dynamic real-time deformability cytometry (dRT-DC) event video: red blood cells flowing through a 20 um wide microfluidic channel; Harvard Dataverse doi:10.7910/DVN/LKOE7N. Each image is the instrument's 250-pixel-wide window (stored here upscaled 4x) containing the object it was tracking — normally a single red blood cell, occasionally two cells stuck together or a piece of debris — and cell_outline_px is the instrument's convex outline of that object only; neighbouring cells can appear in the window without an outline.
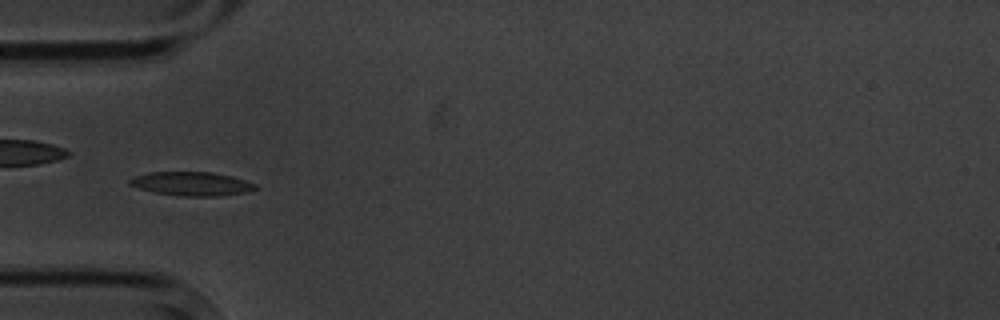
{"species": "common noctule bat (a hibernating species)", "species_latin": "Nyctalus noctula", "temperature_condition": "cold", "stored_images_in_passage": 10, "camera_frame_rate_fps": 3000, "um_per_image_px": 0.085, "animal": {"sex": "male", "body_mass_g": 20.1, "forearm_length_mm": 53.5}, "frame": {"image": 1, "passage_image": 4, "time_ms": 3.333, "image_size_px": [1000, 320], "cell_outline_px": [[260, 188], [248, 192], [216, 196], [184, 196], [156, 192], [140, 188], [128, 184], [128, 180], [136, 176], [148, 172], [212, 172], [232, 176], [256, 184]], "centroid_in_image_um": [16.34, 15.61], "position_along_channel_um": 68.7, "area_um2": 17.34}}
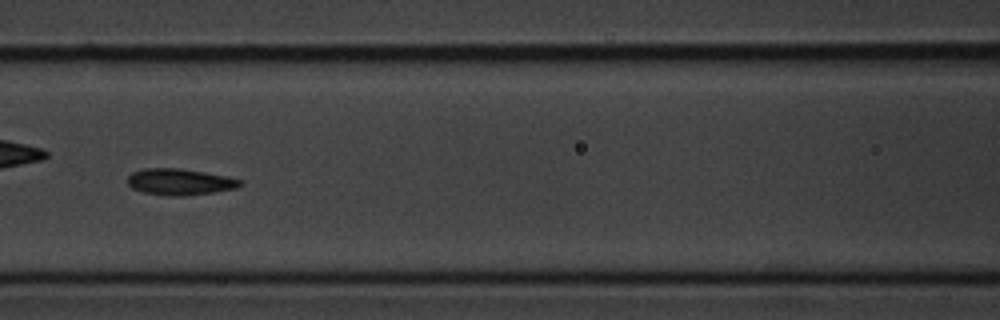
{"frame": {"image": 2, "passage_image": 6, "time_ms": 5.667, "image_size_px": [1000, 320], "cell_outline_px": [[244, 184], [236, 188], [212, 192], [184, 196], [172, 196], [144, 192], [132, 188], [128, 184], [128, 176], [132, 172], [144, 168], [180, 168], [204, 172], [224, 176], [240, 180]], "centroid_in_image_um": [15.26, 15.45], "position_along_channel_um": 151.3, "area_um2": 17.11}}
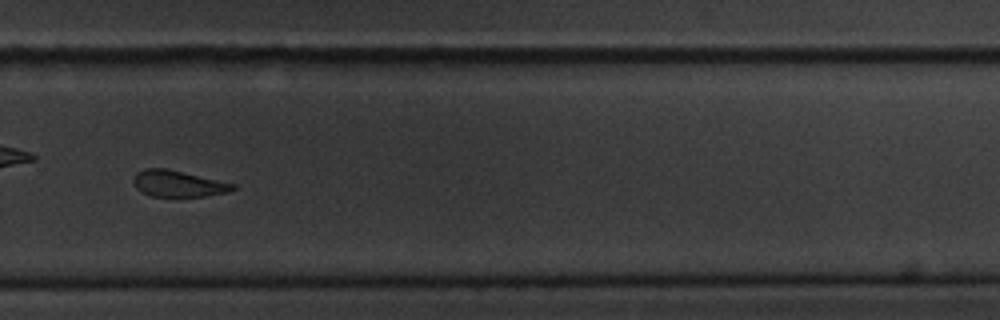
{"frame": {"image": 3, "passage_image": 10, "time_ms": 10.333, "image_size_px": [1000, 320], "cell_outline_px": [[236, 188], [228, 192], [204, 196], [152, 196], [140, 192], [136, 188], [132, 180], [132, 176], [136, 172], [144, 168], [164, 168], [236, 184]], "centroid_in_image_um": [15.08, 15.61], "position_along_channel_um": 314.7, "area_um2": 15.2}}